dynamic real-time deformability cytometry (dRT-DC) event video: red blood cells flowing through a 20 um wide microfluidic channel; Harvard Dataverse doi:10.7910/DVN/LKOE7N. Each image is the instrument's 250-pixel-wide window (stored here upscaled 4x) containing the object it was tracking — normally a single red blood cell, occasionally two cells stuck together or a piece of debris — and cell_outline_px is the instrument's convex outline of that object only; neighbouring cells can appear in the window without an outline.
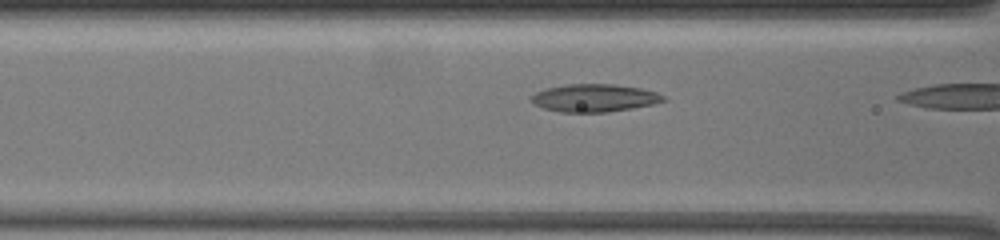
{"species": "common noctule bat (a hibernating species)", "species_latin": "Nyctalus noctula", "temperature_condition": "warm", "stored_images_in_passage": 11, "camera_frame_rate_fps": 3000, "um_per_image_px": 0.085, "animal": {"sex": "female", "body_mass_g": 19.5, "forearm_length_mm": 54.1}, "frame": {"image": 1, "passage_image": 10, "time_ms": 3.0, "image_size_px": [1000, 240], "cell_outline_px": [[668, 100], [652, 104], [632, 108], [608, 112], [560, 112], [544, 108], [532, 104], [528, 100], [536, 92], [548, 88], [564, 84], [612, 84], [640, 88], [656, 92], [664, 96]], "centroid_in_image_um": [50.5, 8.33], "position_along_channel_um": 116.1, "area_um2": 21.39}}